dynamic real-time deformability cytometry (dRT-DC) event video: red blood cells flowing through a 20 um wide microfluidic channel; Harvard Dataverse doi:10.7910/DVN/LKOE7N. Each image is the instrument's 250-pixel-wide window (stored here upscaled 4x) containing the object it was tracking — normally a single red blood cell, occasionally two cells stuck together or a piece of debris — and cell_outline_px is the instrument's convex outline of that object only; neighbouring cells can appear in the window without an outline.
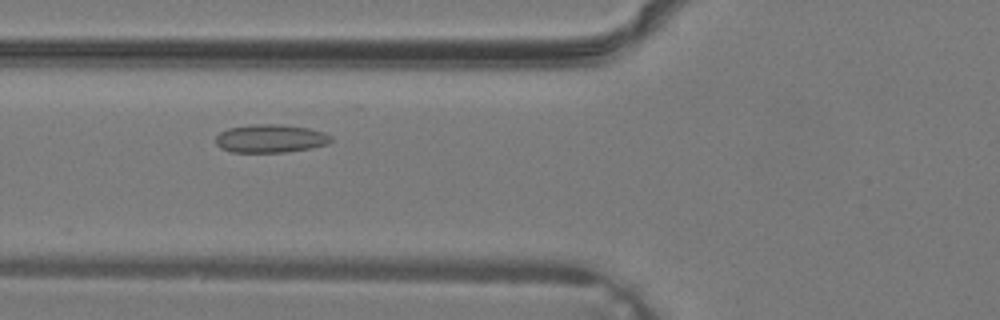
{"species": "common noctule bat (a hibernating species)", "species_latin": "Nyctalus noctula", "temperature_condition": "warm", "stored_images_in_passage": 36, "camera_frame_rate_fps": 3000, "um_per_image_px": 0.085, "animal": {"sex": "male", "body_mass_g": 19.2, "forearm_length_mm": 51.8}, "frame": {"image": 1, "passage_image": 12, "time_ms": 3.667, "image_size_px": [1000, 320], "cell_outline_px": [[332, 140], [328, 144], [312, 148], [284, 152], [232, 152], [220, 148], [216, 144], [216, 136], [220, 132], [228, 128], [252, 124], [280, 124], [308, 128], [324, 132], [332, 136]], "centroid_in_image_um": [23.0, 11.77], "position_along_channel_um": 102.8, "area_um2": 19.07}}
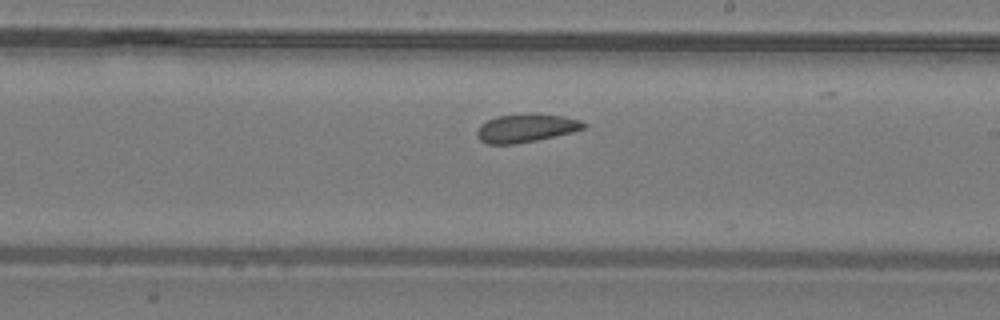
{"frame": {"image": 2, "passage_image": 20, "time_ms": 6.333, "image_size_px": [1000, 320], "cell_outline_px": [[588, 124], [584, 128], [572, 132], [536, 140], [516, 144], [488, 144], [480, 140], [476, 136], [476, 132], [480, 124], [496, 116], [532, 112], [564, 116], [580, 120]], "centroid_in_image_um": [44.7, 10.87], "position_along_channel_um": 244.3, "area_um2": 17.86}}
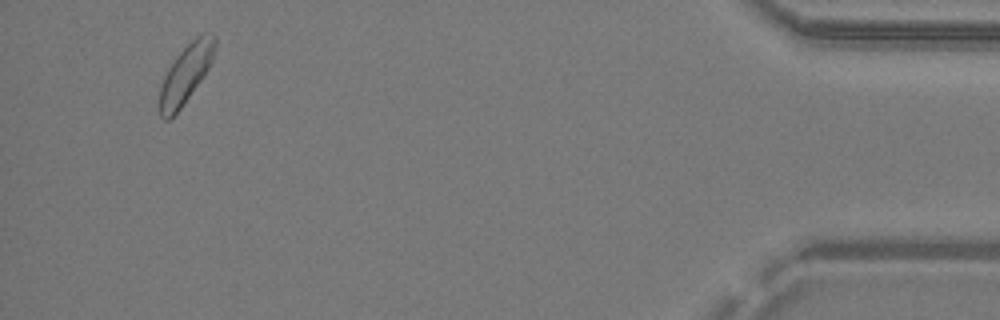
{"frame": {"image": 3, "passage_image": 34, "time_ms": 11.0, "image_size_px": [1000, 320], "cell_outline_px": [[216, 44], [212, 60], [208, 68], [200, 80], [180, 108], [168, 120], [164, 120], [160, 116], [160, 84], [168, 68], [176, 56], [192, 40], [200, 36], [216, 36]], "centroid_in_image_um": [15.75, 6.31], "position_along_channel_um": 419.4, "area_um2": 18.09}}